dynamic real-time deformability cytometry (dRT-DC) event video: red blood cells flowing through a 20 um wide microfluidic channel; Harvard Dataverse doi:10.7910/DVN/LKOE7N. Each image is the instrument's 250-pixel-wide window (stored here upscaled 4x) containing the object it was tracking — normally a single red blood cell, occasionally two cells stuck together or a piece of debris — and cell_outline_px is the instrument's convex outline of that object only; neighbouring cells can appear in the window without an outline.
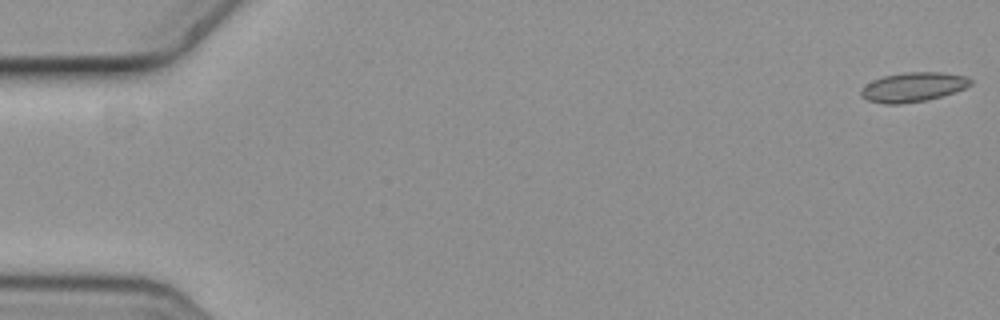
{"species": "common noctule bat (a hibernating species)", "species_latin": "Nyctalus noctula", "temperature_condition": "cold", "stored_images_in_passage": 5, "camera_frame_rate_fps": 3000, "um_per_image_px": 0.085, "animal": {"sex": "female", "body_mass_g": 19.3, "forearm_length_mm": 54.1}, "frame": {"image": 1, "passage_image": 1, "time_ms": 0.0, "image_size_px": [1000, 320], "cell_outline_px": [[972, 84], [964, 88], [940, 96], [924, 100], [900, 104], [884, 104], [868, 100], [860, 96], [860, 88], [872, 80], [884, 76], [904, 72], [940, 72], [968, 76], [972, 80]], "centroid_in_image_um": [77.58, 7.39], "position_along_channel_um": 7.4, "area_um2": 18.73}}
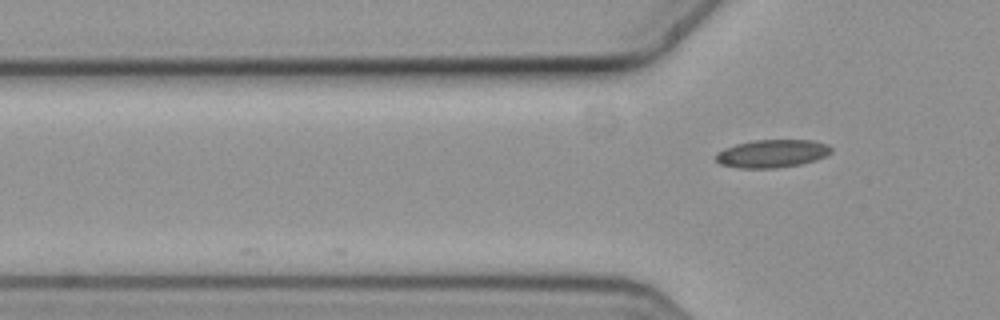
{"frame": {"image": 2, "passage_image": 5, "time_ms": 1.333, "image_size_px": [1000, 320], "cell_outline_px": [[832, 152], [816, 160], [800, 164], [776, 168], [740, 168], [720, 164], [716, 160], [716, 152], [724, 148], [736, 144], [752, 140], [812, 140], [828, 144], [832, 148]], "centroid_in_image_um": [65.63, 13.05], "position_along_channel_um": 60.2, "area_um2": 18.84}}